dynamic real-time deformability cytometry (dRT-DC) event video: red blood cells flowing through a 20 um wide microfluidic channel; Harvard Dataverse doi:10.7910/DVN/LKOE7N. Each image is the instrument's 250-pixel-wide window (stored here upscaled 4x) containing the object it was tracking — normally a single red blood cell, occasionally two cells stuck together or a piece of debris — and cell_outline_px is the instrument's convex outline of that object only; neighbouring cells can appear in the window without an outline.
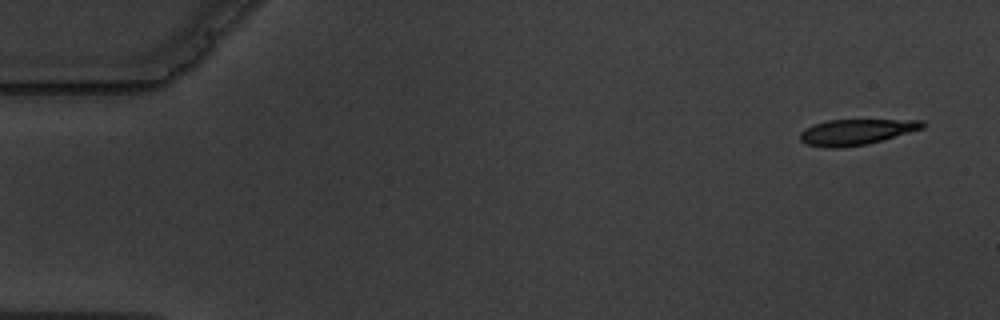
{"species": "common noctule bat (a hibernating species)", "species_latin": "Nyctalus noctula", "temperature_condition": "warm", "stored_images_in_passage": 5, "camera_frame_rate_fps": 3000, "um_per_image_px": 0.085, "animal": {"sex": "male", "body_mass_g": 19.5, "forearm_length_mm": 54.6}, "frame": {"image": 1, "passage_image": 1, "time_ms": 0.0, "image_size_px": [1000, 320], "cell_outline_px": [[924, 128], [868, 144], [840, 148], [824, 148], [808, 144], [800, 140], [800, 132], [804, 128], [812, 124], [828, 120], [924, 120]], "centroid_in_image_um": [72.73, 11.22], "position_along_channel_um": 12.3, "area_um2": 18.38}}
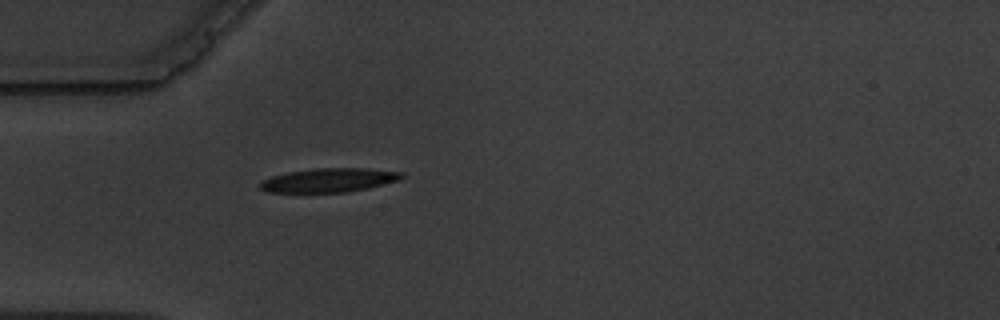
{"frame": {"image": 2, "passage_image": 5, "time_ms": 4.667, "image_size_px": [1000, 320], "cell_outline_px": [[404, 176], [400, 180], [368, 188], [348, 192], [268, 192], [260, 188], [260, 180], [272, 176], [288, 172], [316, 168], [368, 168], [404, 172]], "centroid_in_image_um": [27.99, 15.31], "position_along_channel_um": 57.0, "area_um2": 19.83}}